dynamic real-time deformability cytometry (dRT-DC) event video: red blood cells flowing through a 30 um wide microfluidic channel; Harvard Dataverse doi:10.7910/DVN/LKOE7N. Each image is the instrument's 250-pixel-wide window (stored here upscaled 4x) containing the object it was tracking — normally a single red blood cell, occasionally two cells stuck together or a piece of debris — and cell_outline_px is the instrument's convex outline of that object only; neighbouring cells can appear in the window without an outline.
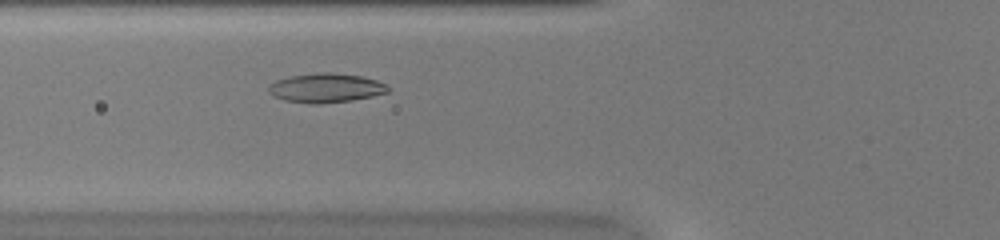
{"species": "common noctule bat (a hibernating species)", "species_latin": "Nyctalus noctula", "temperature_condition": "warm", "stored_images_in_passage": 41, "camera_frame_rate_fps": 3000, "um_per_image_px": 0.085, "animal": {"sex": "female", "body_mass_g": 20.0, "forearm_length_mm": 54.0}, "frame": {"image": 1, "passage_image": 9, "time_ms": 2.667, "image_size_px": [1000, 240], "cell_outline_px": [[392, 88], [388, 92], [372, 96], [352, 100], [320, 104], [312, 104], [284, 100], [272, 96], [268, 92], [268, 88], [276, 80], [288, 76], [320, 72], [328, 72], [360, 76], [376, 80], [388, 84]], "centroid_in_image_um": [27.71, 7.48], "position_along_channel_um": 98.1, "area_um2": 20.46}}
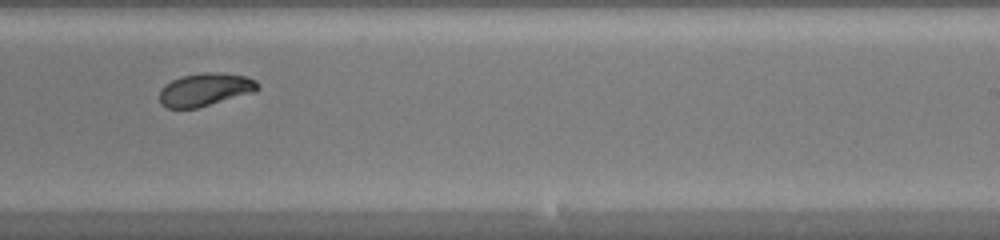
{"frame": {"image": 2, "passage_image": 22, "time_ms": 7.0, "image_size_px": [1000, 240], "cell_outline_px": [[260, 88], [256, 92], [196, 108], [168, 108], [160, 104], [160, 88], [164, 84], [172, 80], [184, 76], [204, 72], [220, 72], [244, 76], [256, 80], [260, 84]], "centroid_in_image_um": [17.46, 7.61], "position_along_channel_um": 271.5, "area_um2": 18.96}}
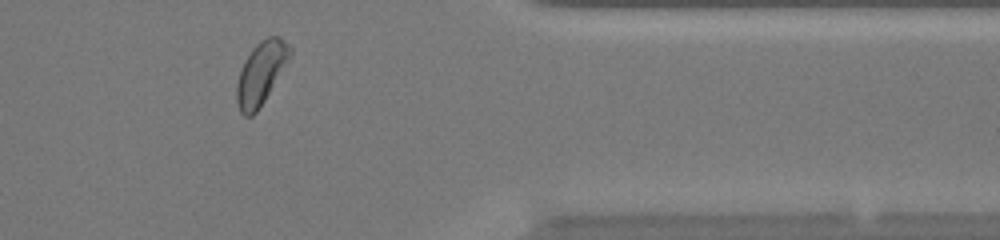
{"frame": {"image": 3, "passage_image": 32, "time_ms": 10.333, "image_size_px": [1000, 240], "cell_outline_px": [[292, 52], [288, 60], [264, 100], [256, 112], [252, 116], [244, 116], [240, 112], [236, 100], [236, 84], [244, 60], [252, 48], [260, 40], [268, 36], [280, 36], [292, 44]], "centroid_in_image_um": [22.18, 6.17], "position_along_channel_um": 389.2, "area_um2": 19.36}, "authors_computed_cell_mechanics": {"area_um2": 19.4786, "velocity_mm_per_s": 4.0088, "shape_relaxation_time_tau1_ms": 2.7214, "shape_relaxation_time_tau2_ms": 5.5721, "deformation_change_tau1": 0.1062, "deformation_change_tau2": 0.0888}}